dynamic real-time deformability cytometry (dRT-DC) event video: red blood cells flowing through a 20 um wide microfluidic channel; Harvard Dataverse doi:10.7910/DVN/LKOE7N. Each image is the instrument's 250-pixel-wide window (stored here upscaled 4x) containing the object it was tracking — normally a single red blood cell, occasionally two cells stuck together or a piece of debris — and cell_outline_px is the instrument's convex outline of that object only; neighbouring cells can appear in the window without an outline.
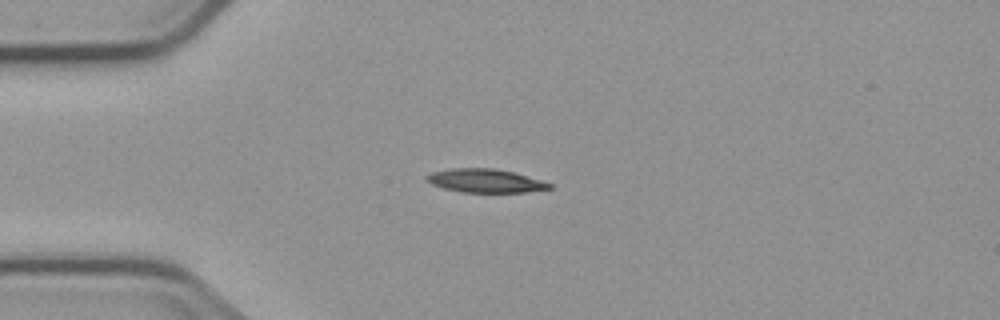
{"species": "common noctule bat (a hibernating species)", "species_latin": "Nyctalus noctula", "temperature_condition": "cold", "stored_images_in_passage": 3, "camera_frame_rate_fps": 3000, "um_per_image_px": 0.085, "animal": {"sex": "male", "body_mass_g": 23.1, "forearm_length_mm": 52.7}, "frame": {"image": 1, "passage_image": 2, "time_ms": 2.0, "image_size_px": [1000, 320], "cell_outline_px": [[552, 188], [528, 192], [464, 192], [444, 188], [432, 184], [424, 180], [424, 176], [432, 172], [452, 168], [492, 168], [512, 172], [540, 180], [552, 184]], "centroid_in_image_um": [41.21, 15.36], "position_along_channel_um": 43.8, "area_um2": 16.7}}